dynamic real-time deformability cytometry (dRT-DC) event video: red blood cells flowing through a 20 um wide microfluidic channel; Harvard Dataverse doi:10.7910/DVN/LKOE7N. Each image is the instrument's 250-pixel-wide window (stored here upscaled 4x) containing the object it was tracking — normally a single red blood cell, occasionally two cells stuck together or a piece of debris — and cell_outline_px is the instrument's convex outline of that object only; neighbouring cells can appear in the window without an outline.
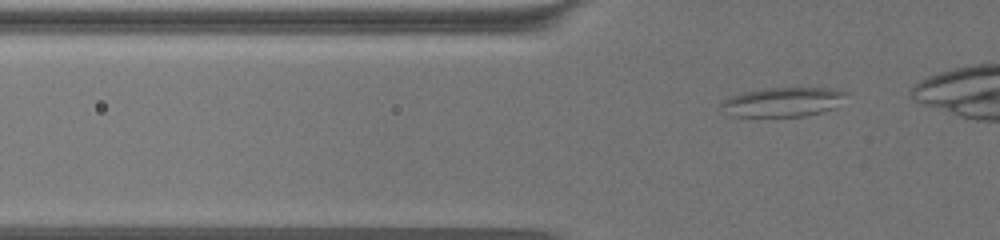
{"species": "common noctule bat (a hibernating species)", "species_latin": "Nyctalus noctula", "temperature_condition": "warm", "stored_images_in_passage": 50, "camera_frame_rate_fps": 3000, "um_per_image_px": 0.085, "animal": {"sex": "female", "body_mass_g": 19.5, "forearm_length_mm": 54.1}, "frame": {"image": 1, "passage_image": 13, "time_ms": 4.0, "image_size_px": [1000, 240], "cell_outline_px": [[848, 92], [836, 108], [824, 112], [804, 116], [732, 116], [720, 104], [724, 100], [732, 96], [744, 92], [768, 88], [832, 88]], "centroid_in_image_um": [66.62, 8.67], "position_along_channel_um": 59.2, "area_um2": 21.1}}
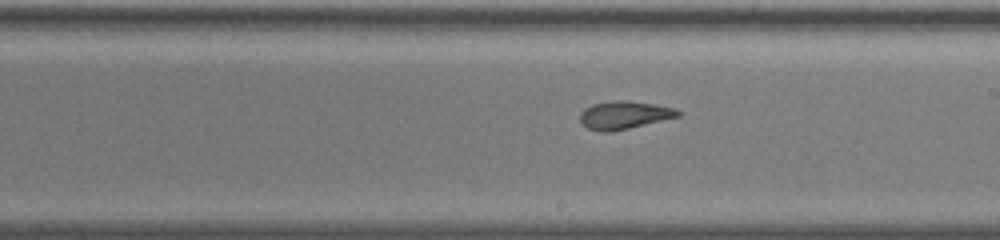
{"frame": {"image": 2, "passage_image": 31, "time_ms": 10.0, "image_size_px": [1000, 240], "cell_outline_px": [[680, 116], [628, 128], [608, 132], [600, 132], [588, 128], [580, 120], [580, 112], [584, 108], [592, 104], [612, 100], [628, 100], [676, 108], [680, 112]], "centroid_in_image_um": [53.03, 9.76], "position_along_channel_um": 236.0, "area_um2": 15.84}}
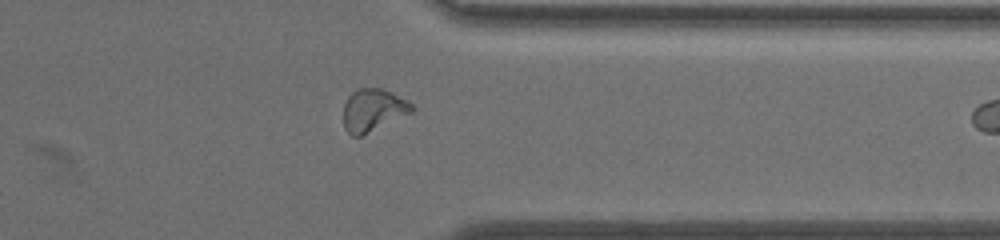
{"frame": {"image": 3, "passage_image": 45, "time_ms": 14.667, "image_size_px": [1000, 240], "cell_outline_px": [[416, 108], [412, 112], [360, 136], [352, 136], [344, 128], [344, 104], [348, 96], [356, 88], [380, 88], [408, 100]], "centroid_in_image_um": [31.7, 9.34], "position_along_channel_um": 379.7, "area_um2": 16.76}}